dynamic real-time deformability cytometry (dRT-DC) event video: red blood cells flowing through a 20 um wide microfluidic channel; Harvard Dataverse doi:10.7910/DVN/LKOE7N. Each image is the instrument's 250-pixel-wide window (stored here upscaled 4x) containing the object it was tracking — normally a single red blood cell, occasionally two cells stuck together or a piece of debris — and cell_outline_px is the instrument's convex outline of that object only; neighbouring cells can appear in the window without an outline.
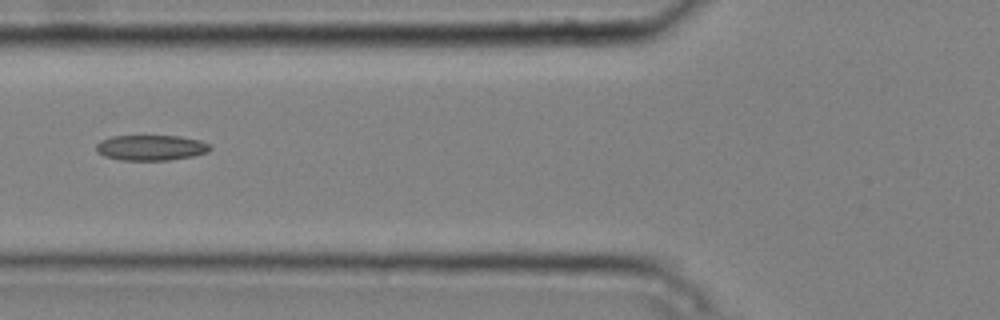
{"species": "common noctule bat (a hibernating species)", "species_latin": "Nyctalus noctula", "temperature_condition": "cold", "stored_images_in_passage": 5, "camera_frame_rate_fps": 3000, "um_per_image_px": 0.085, "animal": {"sex": "male", "body_mass_g": 20.4}, "frame": {"image": 1, "passage_image": 5, "time_ms": 1.333, "image_size_px": [1000, 320], "cell_outline_px": [[212, 148], [208, 152], [192, 156], [168, 160], [120, 160], [104, 156], [96, 152], [96, 144], [100, 140], [112, 136], [180, 136], [200, 140], [208, 144]], "centroid_in_image_um": [12.81, 12.55], "position_along_channel_um": 113.0, "area_um2": 16.94}}